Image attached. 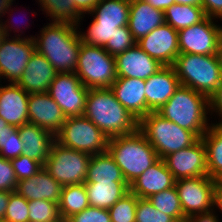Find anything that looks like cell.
Segmentation results:
<instances>
[{"label":"cell","instance_id":"681fc988","mask_svg":"<svg viewBox=\"0 0 222 222\" xmlns=\"http://www.w3.org/2000/svg\"><path fill=\"white\" fill-rule=\"evenodd\" d=\"M146 3L151 4L154 8L159 9L161 11L166 10L168 7H170L172 4L175 3V1L171 0H144Z\"/></svg>","mask_w":222,"mask_h":222},{"label":"cell","instance_id":"2e32d148","mask_svg":"<svg viewBox=\"0 0 222 222\" xmlns=\"http://www.w3.org/2000/svg\"><path fill=\"white\" fill-rule=\"evenodd\" d=\"M137 45L164 66H172L180 54L178 31L167 23L142 37Z\"/></svg>","mask_w":222,"mask_h":222},{"label":"cell","instance_id":"83f0119b","mask_svg":"<svg viewBox=\"0 0 222 222\" xmlns=\"http://www.w3.org/2000/svg\"><path fill=\"white\" fill-rule=\"evenodd\" d=\"M126 182L119 166L108 151L91 155L84 183Z\"/></svg>","mask_w":222,"mask_h":222},{"label":"cell","instance_id":"7402d4cb","mask_svg":"<svg viewBox=\"0 0 222 222\" xmlns=\"http://www.w3.org/2000/svg\"><path fill=\"white\" fill-rule=\"evenodd\" d=\"M57 73L51 63L35 51L16 84L28 94L48 92Z\"/></svg>","mask_w":222,"mask_h":222},{"label":"cell","instance_id":"f1b7e54d","mask_svg":"<svg viewBox=\"0 0 222 222\" xmlns=\"http://www.w3.org/2000/svg\"><path fill=\"white\" fill-rule=\"evenodd\" d=\"M201 138L206 146L208 176L222 179V125L211 124Z\"/></svg>","mask_w":222,"mask_h":222},{"label":"cell","instance_id":"277c9868","mask_svg":"<svg viewBox=\"0 0 222 222\" xmlns=\"http://www.w3.org/2000/svg\"><path fill=\"white\" fill-rule=\"evenodd\" d=\"M107 151L129 185L160 159L139 130L129 135L110 138Z\"/></svg>","mask_w":222,"mask_h":222},{"label":"cell","instance_id":"5b68a950","mask_svg":"<svg viewBox=\"0 0 222 222\" xmlns=\"http://www.w3.org/2000/svg\"><path fill=\"white\" fill-rule=\"evenodd\" d=\"M172 67L182 86L190 87L209 99L222 81V69L217 54H179Z\"/></svg>","mask_w":222,"mask_h":222},{"label":"cell","instance_id":"e0dca14e","mask_svg":"<svg viewBox=\"0 0 222 222\" xmlns=\"http://www.w3.org/2000/svg\"><path fill=\"white\" fill-rule=\"evenodd\" d=\"M29 123L49 130L54 135L62 128L66 116L48 92L29 94Z\"/></svg>","mask_w":222,"mask_h":222},{"label":"cell","instance_id":"5bb4252c","mask_svg":"<svg viewBox=\"0 0 222 222\" xmlns=\"http://www.w3.org/2000/svg\"><path fill=\"white\" fill-rule=\"evenodd\" d=\"M18 36L12 39L6 36L0 44V80L9 79L10 83L19 80L36 51L33 36L31 38H20L19 34Z\"/></svg>","mask_w":222,"mask_h":222},{"label":"cell","instance_id":"7dc6e473","mask_svg":"<svg viewBox=\"0 0 222 222\" xmlns=\"http://www.w3.org/2000/svg\"><path fill=\"white\" fill-rule=\"evenodd\" d=\"M214 206L222 211V179L216 180L215 183Z\"/></svg>","mask_w":222,"mask_h":222},{"label":"cell","instance_id":"52a82bcc","mask_svg":"<svg viewBox=\"0 0 222 222\" xmlns=\"http://www.w3.org/2000/svg\"><path fill=\"white\" fill-rule=\"evenodd\" d=\"M130 0H99L89 13L95 15L87 33L80 31L82 43L104 47L117 31L128 26Z\"/></svg>","mask_w":222,"mask_h":222},{"label":"cell","instance_id":"30bf717a","mask_svg":"<svg viewBox=\"0 0 222 222\" xmlns=\"http://www.w3.org/2000/svg\"><path fill=\"white\" fill-rule=\"evenodd\" d=\"M91 155L67 148L54 141L45 170L62 186L85 182Z\"/></svg>","mask_w":222,"mask_h":222},{"label":"cell","instance_id":"603a6c76","mask_svg":"<svg viewBox=\"0 0 222 222\" xmlns=\"http://www.w3.org/2000/svg\"><path fill=\"white\" fill-rule=\"evenodd\" d=\"M175 179L163 159L144 171L130 186V191L138 198H148L152 194L175 186Z\"/></svg>","mask_w":222,"mask_h":222},{"label":"cell","instance_id":"7c38bea8","mask_svg":"<svg viewBox=\"0 0 222 222\" xmlns=\"http://www.w3.org/2000/svg\"><path fill=\"white\" fill-rule=\"evenodd\" d=\"M88 88L75 73H57L48 93L67 117L82 116L85 110Z\"/></svg>","mask_w":222,"mask_h":222},{"label":"cell","instance_id":"f35d334b","mask_svg":"<svg viewBox=\"0 0 222 222\" xmlns=\"http://www.w3.org/2000/svg\"><path fill=\"white\" fill-rule=\"evenodd\" d=\"M23 143L18 129L15 131H3L0 133V156L5 159L17 158L22 154Z\"/></svg>","mask_w":222,"mask_h":222},{"label":"cell","instance_id":"f6af8a7d","mask_svg":"<svg viewBox=\"0 0 222 222\" xmlns=\"http://www.w3.org/2000/svg\"><path fill=\"white\" fill-rule=\"evenodd\" d=\"M77 12L84 16L86 12L89 14L93 8L99 3V0H74Z\"/></svg>","mask_w":222,"mask_h":222},{"label":"cell","instance_id":"ffe728a7","mask_svg":"<svg viewBox=\"0 0 222 222\" xmlns=\"http://www.w3.org/2000/svg\"><path fill=\"white\" fill-rule=\"evenodd\" d=\"M111 89L118 102L138 121L148 115V106L145 96V80L117 77Z\"/></svg>","mask_w":222,"mask_h":222},{"label":"cell","instance_id":"bcb514c9","mask_svg":"<svg viewBox=\"0 0 222 222\" xmlns=\"http://www.w3.org/2000/svg\"><path fill=\"white\" fill-rule=\"evenodd\" d=\"M214 213L215 210L214 212L212 210L207 213L196 214L189 218H186L184 222H218L219 219Z\"/></svg>","mask_w":222,"mask_h":222},{"label":"cell","instance_id":"7a4b0ae2","mask_svg":"<svg viewBox=\"0 0 222 222\" xmlns=\"http://www.w3.org/2000/svg\"><path fill=\"white\" fill-rule=\"evenodd\" d=\"M83 115L109 139L138 130L139 121L118 102L111 88L89 89Z\"/></svg>","mask_w":222,"mask_h":222},{"label":"cell","instance_id":"ab89813d","mask_svg":"<svg viewBox=\"0 0 222 222\" xmlns=\"http://www.w3.org/2000/svg\"><path fill=\"white\" fill-rule=\"evenodd\" d=\"M10 162L14 169L17 181L31 178L44 168V165L41 162L28 158L23 154L17 158L10 159Z\"/></svg>","mask_w":222,"mask_h":222},{"label":"cell","instance_id":"d4e9b609","mask_svg":"<svg viewBox=\"0 0 222 222\" xmlns=\"http://www.w3.org/2000/svg\"><path fill=\"white\" fill-rule=\"evenodd\" d=\"M165 23L164 11L144 0H131L128 27L136 41Z\"/></svg>","mask_w":222,"mask_h":222},{"label":"cell","instance_id":"cb8c5ba5","mask_svg":"<svg viewBox=\"0 0 222 222\" xmlns=\"http://www.w3.org/2000/svg\"><path fill=\"white\" fill-rule=\"evenodd\" d=\"M61 190L62 185L42 168L31 178L18 181L15 191L28 201L41 199L58 203Z\"/></svg>","mask_w":222,"mask_h":222},{"label":"cell","instance_id":"11a10c76","mask_svg":"<svg viewBox=\"0 0 222 222\" xmlns=\"http://www.w3.org/2000/svg\"><path fill=\"white\" fill-rule=\"evenodd\" d=\"M217 55H218V59H219V62H220V67L222 69V33H221V36H220V41H219V47H218Z\"/></svg>","mask_w":222,"mask_h":222},{"label":"cell","instance_id":"484cf974","mask_svg":"<svg viewBox=\"0 0 222 222\" xmlns=\"http://www.w3.org/2000/svg\"><path fill=\"white\" fill-rule=\"evenodd\" d=\"M17 129L24 146L22 154L44 165L55 141V135L29 122Z\"/></svg>","mask_w":222,"mask_h":222},{"label":"cell","instance_id":"74e56055","mask_svg":"<svg viewBox=\"0 0 222 222\" xmlns=\"http://www.w3.org/2000/svg\"><path fill=\"white\" fill-rule=\"evenodd\" d=\"M136 222H177L172 216L157 210L147 198H138Z\"/></svg>","mask_w":222,"mask_h":222},{"label":"cell","instance_id":"8d00e7d4","mask_svg":"<svg viewBox=\"0 0 222 222\" xmlns=\"http://www.w3.org/2000/svg\"><path fill=\"white\" fill-rule=\"evenodd\" d=\"M137 44L128 26L117 27V31L103 47L110 55L116 56Z\"/></svg>","mask_w":222,"mask_h":222},{"label":"cell","instance_id":"d6a6232c","mask_svg":"<svg viewBox=\"0 0 222 222\" xmlns=\"http://www.w3.org/2000/svg\"><path fill=\"white\" fill-rule=\"evenodd\" d=\"M147 199L157 210L172 216L177 222L185 221L186 218L175 186L152 194Z\"/></svg>","mask_w":222,"mask_h":222},{"label":"cell","instance_id":"ba28073f","mask_svg":"<svg viewBox=\"0 0 222 222\" xmlns=\"http://www.w3.org/2000/svg\"><path fill=\"white\" fill-rule=\"evenodd\" d=\"M75 74L88 89L111 88L117 79L115 56L101 46L81 42Z\"/></svg>","mask_w":222,"mask_h":222},{"label":"cell","instance_id":"8fae6325","mask_svg":"<svg viewBox=\"0 0 222 222\" xmlns=\"http://www.w3.org/2000/svg\"><path fill=\"white\" fill-rule=\"evenodd\" d=\"M216 180L209 176L178 179L175 187L185 218L207 213L214 208Z\"/></svg>","mask_w":222,"mask_h":222},{"label":"cell","instance_id":"60d3db41","mask_svg":"<svg viewBox=\"0 0 222 222\" xmlns=\"http://www.w3.org/2000/svg\"><path fill=\"white\" fill-rule=\"evenodd\" d=\"M65 222H111L108 209L88 206L69 217Z\"/></svg>","mask_w":222,"mask_h":222},{"label":"cell","instance_id":"f5cc1de1","mask_svg":"<svg viewBox=\"0 0 222 222\" xmlns=\"http://www.w3.org/2000/svg\"><path fill=\"white\" fill-rule=\"evenodd\" d=\"M9 24H5V23H2V24H0V44H1V42H2V40L7 36V37H9V30L12 28V27H10V26H8ZM10 29H9V28ZM8 29V30H7Z\"/></svg>","mask_w":222,"mask_h":222},{"label":"cell","instance_id":"f546056e","mask_svg":"<svg viewBox=\"0 0 222 222\" xmlns=\"http://www.w3.org/2000/svg\"><path fill=\"white\" fill-rule=\"evenodd\" d=\"M88 206L90 204L84 183L62 186L58 208L63 222Z\"/></svg>","mask_w":222,"mask_h":222},{"label":"cell","instance_id":"d590c367","mask_svg":"<svg viewBox=\"0 0 222 222\" xmlns=\"http://www.w3.org/2000/svg\"><path fill=\"white\" fill-rule=\"evenodd\" d=\"M3 220L6 222H28V200L16 191L10 192L8 206Z\"/></svg>","mask_w":222,"mask_h":222},{"label":"cell","instance_id":"3957f363","mask_svg":"<svg viewBox=\"0 0 222 222\" xmlns=\"http://www.w3.org/2000/svg\"><path fill=\"white\" fill-rule=\"evenodd\" d=\"M207 111L210 103L206 95L180 85L158 113L201 138L210 127Z\"/></svg>","mask_w":222,"mask_h":222},{"label":"cell","instance_id":"816d5d0a","mask_svg":"<svg viewBox=\"0 0 222 222\" xmlns=\"http://www.w3.org/2000/svg\"><path fill=\"white\" fill-rule=\"evenodd\" d=\"M175 1V4H187L197 7H202V0H171Z\"/></svg>","mask_w":222,"mask_h":222},{"label":"cell","instance_id":"f907efd6","mask_svg":"<svg viewBox=\"0 0 222 222\" xmlns=\"http://www.w3.org/2000/svg\"><path fill=\"white\" fill-rule=\"evenodd\" d=\"M13 1L14 0H0V16H2V14L4 15L5 13H7L8 10L9 11L11 10L10 8ZM2 23L3 22L0 20V24Z\"/></svg>","mask_w":222,"mask_h":222},{"label":"cell","instance_id":"e575fe53","mask_svg":"<svg viewBox=\"0 0 222 222\" xmlns=\"http://www.w3.org/2000/svg\"><path fill=\"white\" fill-rule=\"evenodd\" d=\"M138 197L129 191L109 209L111 222H136V208Z\"/></svg>","mask_w":222,"mask_h":222},{"label":"cell","instance_id":"9c48e42d","mask_svg":"<svg viewBox=\"0 0 222 222\" xmlns=\"http://www.w3.org/2000/svg\"><path fill=\"white\" fill-rule=\"evenodd\" d=\"M109 138L84 115L67 117L62 128L55 134V141L64 147L90 155L107 151Z\"/></svg>","mask_w":222,"mask_h":222},{"label":"cell","instance_id":"1f68e13d","mask_svg":"<svg viewBox=\"0 0 222 222\" xmlns=\"http://www.w3.org/2000/svg\"><path fill=\"white\" fill-rule=\"evenodd\" d=\"M53 22L70 23L79 26L82 16L75 8L74 0H38ZM79 22V23H78Z\"/></svg>","mask_w":222,"mask_h":222},{"label":"cell","instance_id":"4fadbf2b","mask_svg":"<svg viewBox=\"0 0 222 222\" xmlns=\"http://www.w3.org/2000/svg\"><path fill=\"white\" fill-rule=\"evenodd\" d=\"M212 19L206 16L201 22L178 31L180 54H217L222 27Z\"/></svg>","mask_w":222,"mask_h":222},{"label":"cell","instance_id":"7bdbcfd3","mask_svg":"<svg viewBox=\"0 0 222 222\" xmlns=\"http://www.w3.org/2000/svg\"><path fill=\"white\" fill-rule=\"evenodd\" d=\"M202 7L207 17L222 19V0H202Z\"/></svg>","mask_w":222,"mask_h":222},{"label":"cell","instance_id":"ac0fdd59","mask_svg":"<svg viewBox=\"0 0 222 222\" xmlns=\"http://www.w3.org/2000/svg\"><path fill=\"white\" fill-rule=\"evenodd\" d=\"M117 77L148 79L164 67L137 44L115 56Z\"/></svg>","mask_w":222,"mask_h":222},{"label":"cell","instance_id":"d6986e66","mask_svg":"<svg viewBox=\"0 0 222 222\" xmlns=\"http://www.w3.org/2000/svg\"><path fill=\"white\" fill-rule=\"evenodd\" d=\"M172 66H164L145 80V96L150 112H158L180 86Z\"/></svg>","mask_w":222,"mask_h":222},{"label":"cell","instance_id":"6da1fadb","mask_svg":"<svg viewBox=\"0 0 222 222\" xmlns=\"http://www.w3.org/2000/svg\"><path fill=\"white\" fill-rule=\"evenodd\" d=\"M78 26L51 22L34 36L36 51L43 55L58 73H75L81 46ZM78 30V31H77Z\"/></svg>","mask_w":222,"mask_h":222},{"label":"cell","instance_id":"9a60e30c","mask_svg":"<svg viewBox=\"0 0 222 222\" xmlns=\"http://www.w3.org/2000/svg\"><path fill=\"white\" fill-rule=\"evenodd\" d=\"M175 180L208 176L206 146L200 138L192 146L163 158Z\"/></svg>","mask_w":222,"mask_h":222},{"label":"cell","instance_id":"4dcf8cb0","mask_svg":"<svg viewBox=\"0 0 222 222\" xmlns=\"http://www.w3.org/2000/svg\"><path fill=\"white\" fill-rule=\"evenodd\" d=\"M165 23L179 31L201 22L205 17L203 7L187 4H172L164 10Z\"/></svg>","mask_w":222,"mask_h":222},{"label":"cell","instance_id":"b9f144b4","mask_svg":"<svg viewBox=\"0 0 222 222\" xmlns=\"http://www.w3.org/2000/svg\"><path fill=\"white\" fill-rule=\"evenodd\" d=\"M17 182L10 160L0 156V190L13 192Z\"/></svg>","mask_w":222,"mask_h":222},{"label":"cell","instance_id":"4316f807","mask_svg":"<svg viewBox=\"0 0 222 222\" xmlns=\"http://www.w3.org/2000/svg\"><path fill=\"white\" fill-rule=\"evenodd\" d=\"M89 204L92 207L109 209L130 191L127 182L84 183Z\"/></svg>","mask_w":222,"mask_h":222},{"label":"cell","instance_id":"ee69618b","mask_svg":"<svg viewBox=\"0 0 222 222\" xmlns=\"http://www.w3.org/2000/svg\"><path fill=\"white\" fill-rule=\"evenodd\" d=\"M209 103H210L211 114L212 112L218 113V115L222 119V81L217 91L210 97ZM217 124L222 125V121Z\"/></svg>","mask_w":222,"mask_h":222},{"label":"cell","instance_id":"836d02e7","mask_svg":"<svg viewBox=\"0 0 222 222\" xmlns=\"http://www.w3.org/2000/svg\"><path fill=\"white\" fill-rule=\"evenodd\" d=\"M28 208L30 222H63L58 203L37 199L28 201Z\"/></svg>","mask_w":222,"mask_h":222},{"label":"cell","instance_id":"c3c4849f","mask_svg":"<svg viewBox=\"0 0 222 222\" xmlns=\"http://www.w3.org/2000/svg\"><path fill=\"white\" fill-rule=\"evenodd\" d=\"M9 197H10V191L0 190V220L4 219L6 209L8 206Z\"/></svg>","mask_w":222,"mask_h":222},{"label":"cell","instance_id":"44dd1931","mask_svg":"<svg viewBox=\"0 0 222 222\" xmlns=\"http://www.w3.org/2000/svg\"><path fill=\"white\" fill-rule=\"evenodd\" d=\"M28 98L29 94L16 83L1 85L0 117L16 128L28 123Z\"/></svg>","mask_w":222,"mask_h":222},{"label":"cell","instance_id":"db71d44e","mask_svg":"<svg viewBox=\"0 0 222 222\" xmlns=\"http://www.w3.org/2000/svg\"><path fill=\"white\" fill-rule=\"evenodd\" d=\"M17 128L9 125L5 120L0 117V133L3 131H15Z\"/></svg>","mask_w":222,"mask_h":222},{"label":"cell","instance_id":"8992f818","mask_svg":"<svg viewBox=\"0 0 222 222\" xmlns=\"http://www.w3.org/2000/svg\"><path fill=\"white\" fill-rule=\"evenodd\" d=\"M138 130L163 159L170 153L188 148L200 138L191 131L179 127L158 112H150L138 124Z\"/></svg>","mask_w":222,"mask_h":222}]
</instances>
